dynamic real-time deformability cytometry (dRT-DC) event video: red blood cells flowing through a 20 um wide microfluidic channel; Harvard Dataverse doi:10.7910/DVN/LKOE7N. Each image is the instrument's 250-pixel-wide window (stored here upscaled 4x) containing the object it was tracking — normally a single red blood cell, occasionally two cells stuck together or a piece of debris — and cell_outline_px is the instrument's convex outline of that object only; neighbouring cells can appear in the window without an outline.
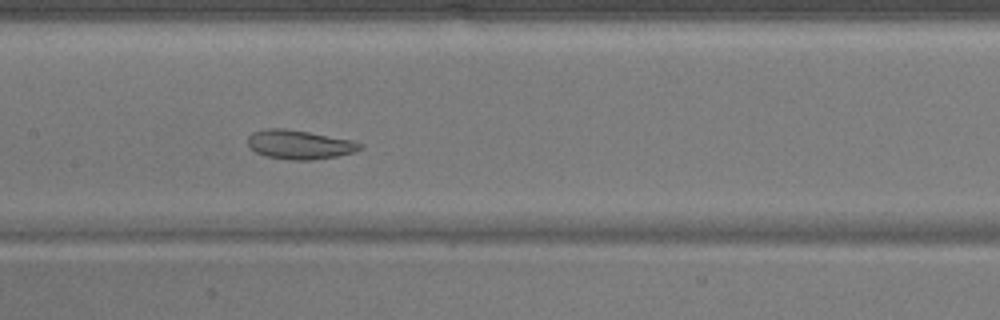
{"species": "common noctule bat (a hibernating species)", "species_latin": "Nyctalus noctula", "temperature_condition": "warm", "stored_images_in_passage": 48, "camera_frame_rate_fps": 3000, "um_per_image_px": 0.085, "animal": {"sex": "male", "body_mass_g": 17.9}, "frame": {"image": 1, "passage_image": 22, "time_ms": 7.0, "image_size_px": [1000, 320], "cell_outline_px": [[364, 148], [352, 152], [336, 156], [312, 160], [288, 160], [264, 156], [256, 152], [248, 144], [248, 136], [252, 132], [264, 128], [284, 128], [308, 132], [352, 140], [364, 144]], "centroid_in_image_um": [25.44, 12.29], "position_along_channel_um": 182.0, "area_um2": 19.07}}
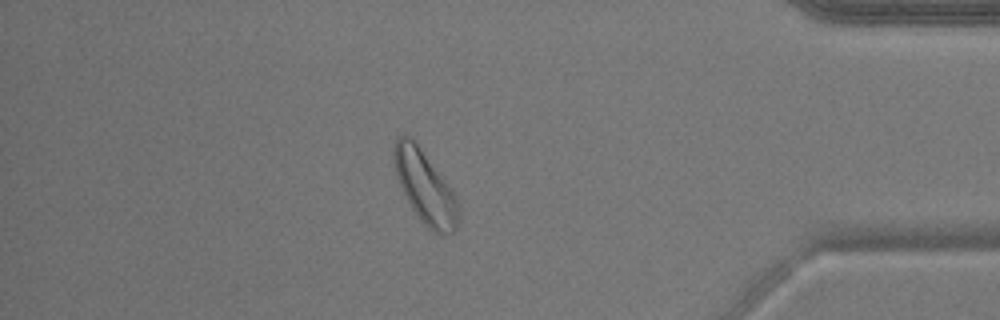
{"frame": {"image": 2, "passage_image": 41, "time_ms": 13.333, "image_size_px": [1000, 320], "cell_outline_px": [[460, 212], [456, 228], [452, 232], [444, 236], [440, 236], [428, 228], [420, 220], [412, 208], [400, 188], [392, 160], [392, 148], [396, 136], [408, 136], [416, 140], [452, 192], [456, 200]], "centroid_in_image_um": [36.08, 15.89], "position_along_channel_um": 399.1, "area_um2": 27.34}}
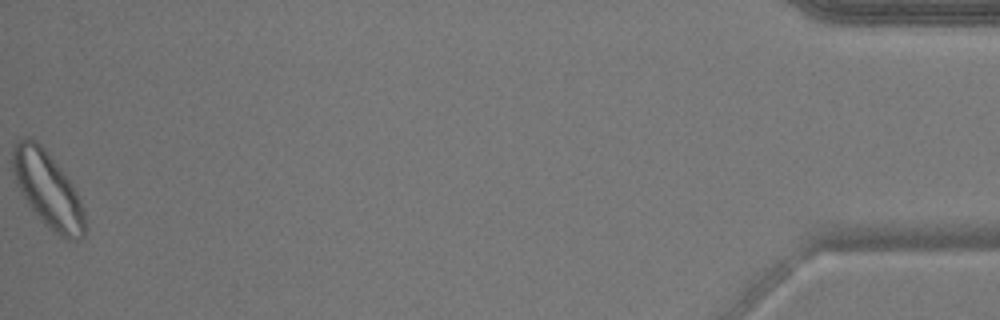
{"frame": {"image": 3, "passage_image": 48, "time_ms": 15.667, "image_size_px": [1000, 320], "cell_outline_px": [[84, 236], [76, 240], [68, 240], [60, 236], [48, 228], [44, 224], [28, 204], [20, 192], [16, 184], [12, 172], [12, 152], [16, 140], [24, 136], [32, 136], [44, 148], [64, 172], [72, 184], [80, 200], [84, 212]], "centroid_in_image_um": [4.02, 16.08], "position_along_channel_um": 431.2, "area_um2": 31.96}}